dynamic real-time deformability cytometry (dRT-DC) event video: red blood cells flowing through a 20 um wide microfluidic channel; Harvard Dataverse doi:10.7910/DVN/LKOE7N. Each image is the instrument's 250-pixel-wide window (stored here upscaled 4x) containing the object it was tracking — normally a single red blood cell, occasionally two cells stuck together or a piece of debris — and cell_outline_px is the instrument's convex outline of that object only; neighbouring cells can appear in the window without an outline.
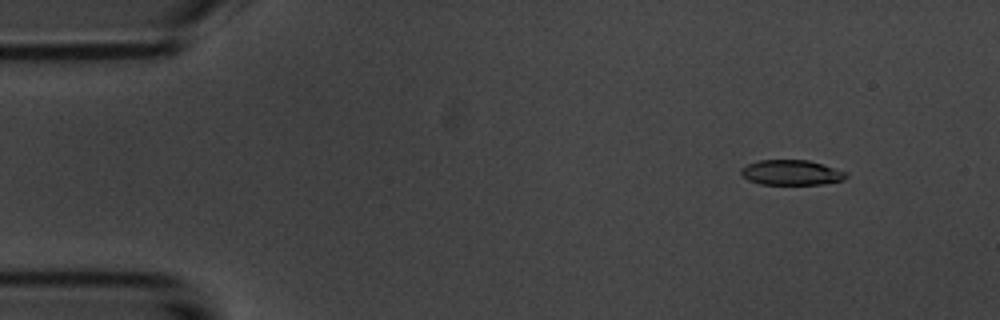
{"species": "common noctule bat (a hibernating species)", "species_latin": "Nyctalus noctula", "temperature_condition": "room temperature", "stored_images_in_passage": 5, "camera_frame_rate_fps": 3000, "um_per_image_px": 0.085, "animal": {"sex": "male", "body_mass_g": 20.1, "forearm_length_mm": 53.5}, "frame": {"image": 1, "passage_image": 2, "time_ms": 1.333, "image_size_px": [1000, 320], "cell_outline_px": [[848, 176], [844, 180], [824, 184], [760, 184], [748, 180], [740, 172], [740, 168], [756, 160], [808, 160], [824, 164], [848, 172]], "centroid_in_image_um": [67.3, 14.66], "position_along_channel_um": 17.7, "area_um2": 15.55}}